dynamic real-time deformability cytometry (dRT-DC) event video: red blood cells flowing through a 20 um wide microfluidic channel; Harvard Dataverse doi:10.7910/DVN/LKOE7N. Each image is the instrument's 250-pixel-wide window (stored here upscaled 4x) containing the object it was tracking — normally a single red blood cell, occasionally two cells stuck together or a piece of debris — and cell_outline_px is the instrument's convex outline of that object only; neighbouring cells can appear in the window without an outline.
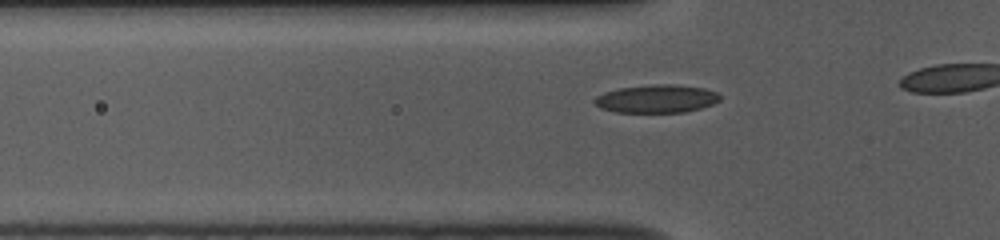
{"species": "common noctule bat (a hibernating species)", "species_latin": "Nyctalus noctula", "temperature_condition": "room temperature", "stored_images_in_passage": 18, "camera_frame_rate_fps": 3000, "um_per_image_px": 0.085, "animal": {"sex": "female", "body_mass_g": 10.0, "forearm_length_mm": 53.1}, "frame": {"image": 1, "passage_image": 13, "time_ms": 4.0, "image_size_px": [1000, 240], "cell_outline_px": [[720, 100], [712, 104], [700, 108], [684, 112], [616, 112], [600, 108], [592, 100], [596, 96], [604, 92], [620, 88], [656, 84], [672, 84], [704, 88], [716, 92], [720, 96]], "centroid_in_image_um": [55.79, 8.39], "position_along_channel_um": 70.0, "area_um2": 20.4}}